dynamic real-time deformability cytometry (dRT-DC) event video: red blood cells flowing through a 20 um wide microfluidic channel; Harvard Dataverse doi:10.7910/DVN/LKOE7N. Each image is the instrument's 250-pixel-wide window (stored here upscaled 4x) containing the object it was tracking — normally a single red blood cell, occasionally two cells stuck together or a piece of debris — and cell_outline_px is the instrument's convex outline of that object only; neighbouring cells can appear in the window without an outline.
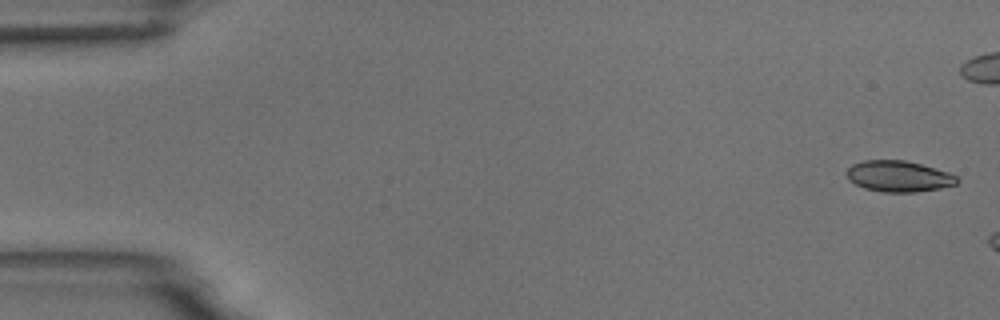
{"species": "common noctule bat (a hibernating species)", "species_latin": "Nyctalus noctula", "temperature_condition": "room temperature", "stored_images_in_passage": 3, "camera_frame_rate_fps": 3000, "um_per_image_px": 0.085, "animal": {"sex": "male", "body_mass_g": 18.8}, "frame": {"image": 1, "passage_image": 1, "time_ms": 0.0, "image_size_px": [1000, 320], "cell_outline_px": [[960, 180], [956, 184], [940, 188], [916, 192], [884, 192], [864, 188], [848, 180], [844, 172], [852, 164], [864, 160], [904, 160], [920, 164], [948, 172], [960, 176]], "centroid_in_image_um": [76.38, 14.98], "position_along_channel_um": 8.6, "area_um2": 20.11}}